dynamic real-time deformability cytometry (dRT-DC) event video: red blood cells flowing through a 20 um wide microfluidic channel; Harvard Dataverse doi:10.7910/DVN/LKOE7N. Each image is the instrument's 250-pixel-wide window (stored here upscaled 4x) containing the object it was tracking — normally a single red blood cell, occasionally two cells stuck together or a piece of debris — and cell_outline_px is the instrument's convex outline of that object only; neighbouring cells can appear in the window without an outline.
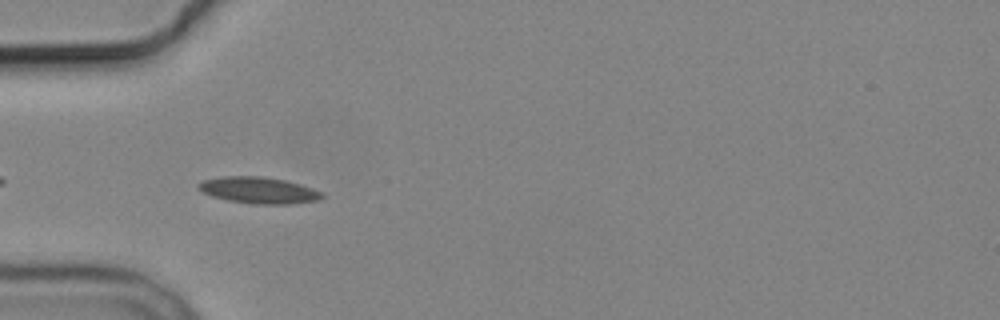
{"species": "common noctule bat (a hibernating species)", "species_latin": "Nyctalus noctula", "temperature_condition": "cold", "stored_images_in_passage": 5, "camera_frame_rate_fps": 3000, "um_per_image_px": 0.085, "animal": {"sex": "male", "body_mass_g": 19.2, "forearm_length_mm": 51.8}, "frame": {"image": 1, "passage_image": 5, "time_ms": 5.667, "image_size_px": [1000, 320], "cell_outline_px": [[324, 196], [320, 200], [292, 204], [256, 204], [228, 200], [212, 196], [196, 188], [196, 184], [200, 180], [224, 176], [264, 176], [284, 180], [300, 184], [312, 188], [320, 192]], "centroid_in_image_um": [21.96, 16.16], "position_along_channel_um": 63.0, "area_um2": 19.13}}